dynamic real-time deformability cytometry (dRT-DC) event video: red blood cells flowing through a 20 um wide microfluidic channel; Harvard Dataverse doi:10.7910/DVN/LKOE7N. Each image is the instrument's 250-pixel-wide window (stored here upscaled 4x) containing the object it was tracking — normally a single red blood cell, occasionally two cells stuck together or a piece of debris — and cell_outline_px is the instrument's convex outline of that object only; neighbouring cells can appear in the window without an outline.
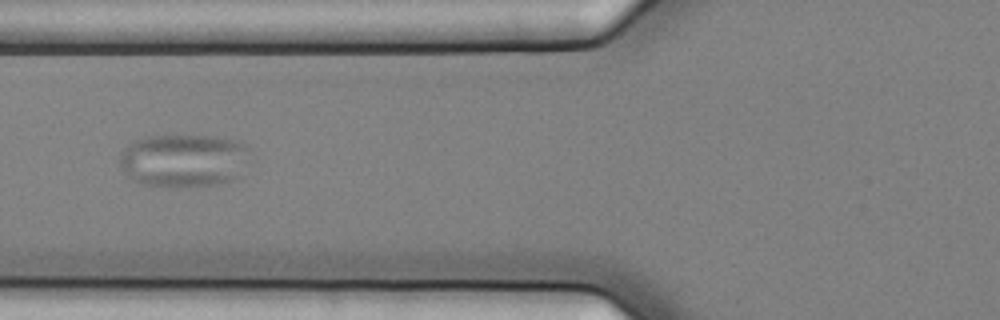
{"species": "common noctule bat (a hibernating species)", "species_latin": "Nyctalus noctula", "temperature_condition": "cold", "stored_images_in_passage": 7, "camera_frame_rate_fps": 3000, "um_per_image_px": 0.085, "animal": {"sex": "female", "body_mass_g": 25.1}, "frame": {"image": 1, "passage_image": 5, "time_ms": 1.333, "image_size_px": [1000, 320], "cell_outline_px": [[248, 148], [236, 176], [232, 180], [216, 184], [172, 188], [144, 184], [132, 180], [124, 172], [120, 164], [120, 152], [128, 144], [136, 140], [148, 136], [212, 136], [236, 140], [244, 144]], "centroid_in_image_um": [15.51, 13.64], "position_along_channel_um": 110.3, "area_um2": 39.82}}
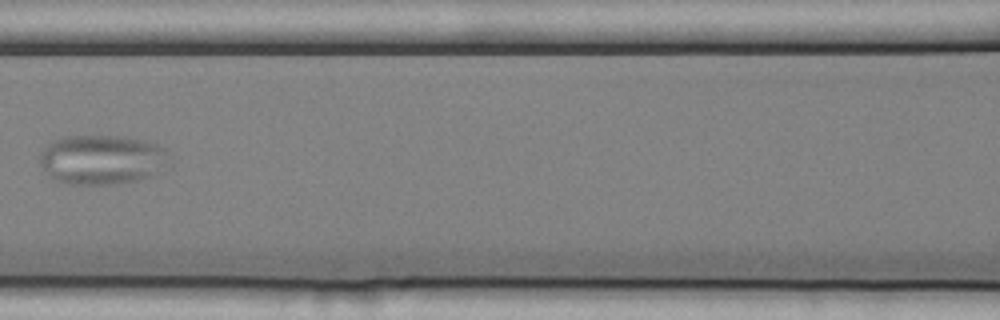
{"frame": {"image": 2, "passage_image": 6, "time_ms": 1.667, "image_size_px": [1000, 320], "cell_outline_px": [[172, 168], [136, 180], [112, 184], [64, 184], [52, 180], [48, 176], [40, 164], [40, 152], [52, 140], [64, 136], [116, 136], [144, 140], [156, 144], [164, 148], [172, 156]], "centroid_in_image_um": [8.71, 13.58], "position_along_channel_um": 157.9, "area_um2": 38.21}}
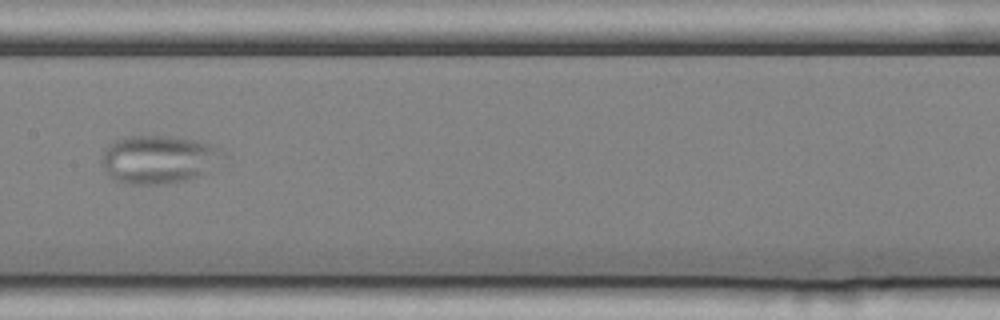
{"frame": {"image": 3, "passage_image": 7, "time_ms": 2.0, "image_size_px": [1000, 320], "cell_outline_px": [[228, 156], [204, 172], [196, 176], [184, 180], [168, 184], [128, 184], [116, 180], [108, 176], [100, 160], [104, 148], [108, 144], [116, 140], [132, 136], [168, 136], [192, 140], [208, 144], [220, 148]], "centroid_in_image_um": [13.45, 13.55], "position_along_channel_um": 194.0, "area_um2": 33.93}}